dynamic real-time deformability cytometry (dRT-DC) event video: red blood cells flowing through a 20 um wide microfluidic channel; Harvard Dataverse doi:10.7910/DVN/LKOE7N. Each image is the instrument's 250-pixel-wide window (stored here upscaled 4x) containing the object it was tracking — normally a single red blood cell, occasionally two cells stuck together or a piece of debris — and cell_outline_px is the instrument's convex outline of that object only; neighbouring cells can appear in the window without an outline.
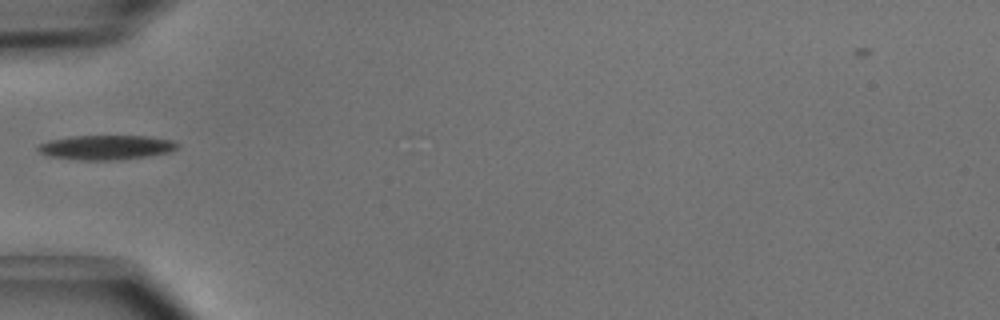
{"species": "common noctule bat (a hibernating species)", "species_latin": "Nyctalus noctula", "temperature_condition": "cold", "stored_images_in_passage": 5, "camera_frame_rate_fps": 3000, "um_per_image_px": 0.085, "animal": {"sex": "male", "body_mass_g": 15.6}, "frame": {"image": 1, "passage_image": 5, "time_ms": 1.333, "image_size_px": [1000, 320], "cell_outline_px": [[180, 148], [172, 152], [148, 156], [120, 160], [80, 160], [48, 156], [40, 152], [36, 148], [40, 144], [52, 140], [72, 136], [148, 136], [172, 140]], "centroid_in_image_um": [9.07, 12.53], "position_along_channel_um": 75.9, "area_um2": 19.94}}